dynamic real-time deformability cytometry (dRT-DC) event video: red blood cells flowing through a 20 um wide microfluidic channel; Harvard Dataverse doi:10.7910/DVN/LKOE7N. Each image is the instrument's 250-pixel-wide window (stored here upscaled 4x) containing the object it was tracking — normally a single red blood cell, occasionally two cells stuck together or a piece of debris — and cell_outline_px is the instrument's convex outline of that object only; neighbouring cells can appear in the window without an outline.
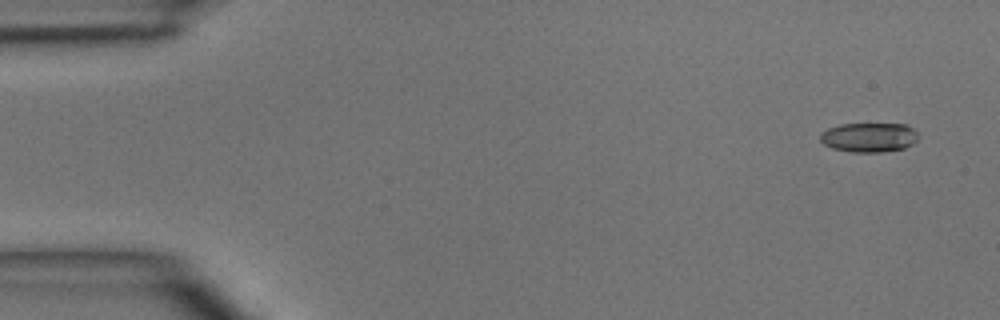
{"species": "common noctule bat (a hibernating species)", "species_latin": "Nyctalus noctula", "temperature_condition": "room temperature", "stored_images_in_passage": 5, "camera_frame_rate_fps": 3000, "um_per_image_px": 0.085, "animal": {"sex": "male", "body_mass_g": 15.6}, "frame": {"image": 1, "passage_image": 1, "time_ms": 0.0, "image_size_px": [1000, 320], "cell_outline_px": [[916, 140], [912, 144], [904, 148], [880, 152], [852, 152], [832, 148], [824, 144], [820, 140], [820, 132], [828, 128], [840, 124], [904, 124], [912, 128], [916, 132]], "centroid_in_image_um": [73.82, 11.67], "position_along_channel_um": 11.2, "area_um2": 16.7}}
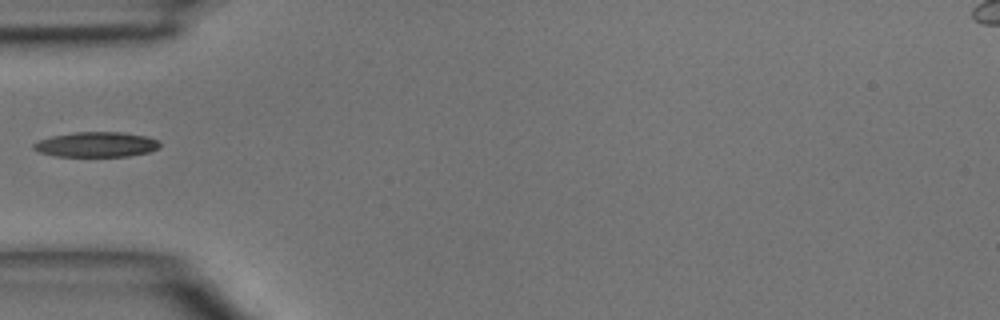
{"frame": {"image": 2, "passage_image": 4, "time_ms": 4.333, "image_size_px": [1000, 320], "cell_outline_px": [[160, 148], [148, 152], [128, 156], [56, 156], [40, 152], [32, 148], [32, 144], [40, 140], [52, 136], [72, 132], [124, 132], [148, 136], [160, 140]], "centroid_in_image_um": [8.23, 12.27], "position_along_channel_um": 76.8, "area_um2": 18.55}}
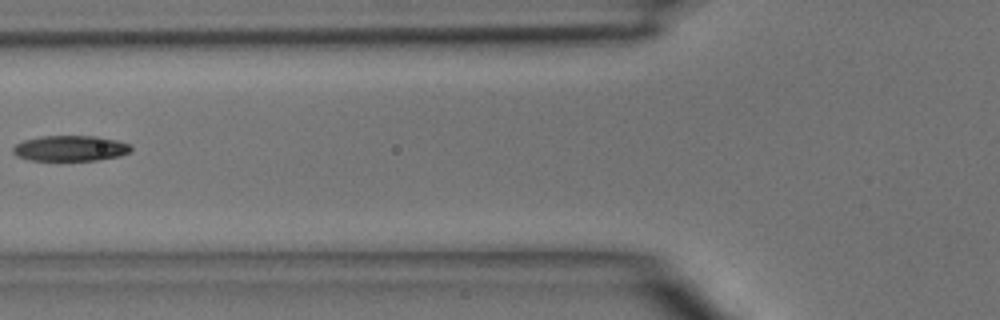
{"frame": {"image": 3, "passage_image": 5, "time_ms": 5.333, "image_size_px": [1000, 320], "cell_outline_px": [[132, 152], [120, 156], [96, 160], [28, 160], [16, 156], [12, 152], [12, 148], [16, 144], [24, 140], [40, 136], [96, 136], [116, 140], [132, 144]], "centroid_in_image_um": [6.0, 12.6], "position_along_channel_um": 119.8, "area_um2": 17.74}}